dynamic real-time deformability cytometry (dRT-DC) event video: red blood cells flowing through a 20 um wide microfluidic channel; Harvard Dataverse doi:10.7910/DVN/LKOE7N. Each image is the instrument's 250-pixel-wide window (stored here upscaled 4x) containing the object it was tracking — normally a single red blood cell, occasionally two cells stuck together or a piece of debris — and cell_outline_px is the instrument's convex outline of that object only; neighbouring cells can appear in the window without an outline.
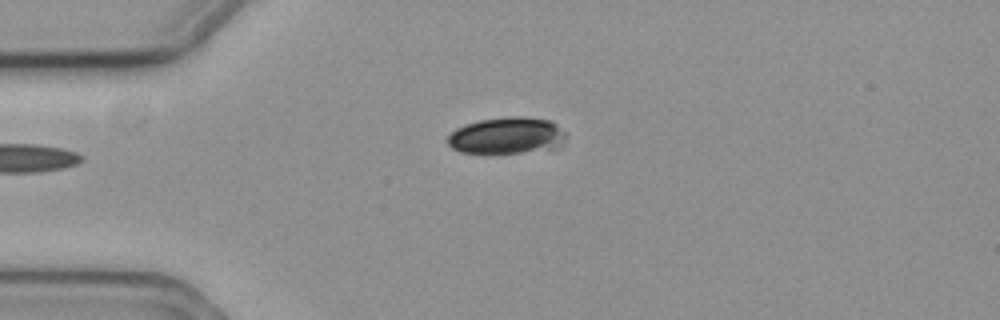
{"species": "common noctule bat (a hibernating species)", "species_latin": "Nyctalus noctula", "temperature_condition": "cold", "stored_images_in_passage": 4, "camera_frame_rate_fps": 3000, "um_per_image_px": 0.085, "animal": {"sex": "female", "body_mass_g": 19.3, "forearm_length_mm": 54.1}, "frame": {"image": 1, "passage_image": 4, "time_ms": 1.0, "image_size_px": [1000, 320], "cell_outline_px": [[564, 140], [556, 148], [520, 152], [460, 152], [452, 148], [444, 140], [456, 128], [464, 124], [480, 120], [508, 116], [524, 116], [552, 120], [564, 132]], "centroid_in_image_um": [43.05, 11.5], "position_along_channel_um": 42.0, "area_um2": 25.14}}